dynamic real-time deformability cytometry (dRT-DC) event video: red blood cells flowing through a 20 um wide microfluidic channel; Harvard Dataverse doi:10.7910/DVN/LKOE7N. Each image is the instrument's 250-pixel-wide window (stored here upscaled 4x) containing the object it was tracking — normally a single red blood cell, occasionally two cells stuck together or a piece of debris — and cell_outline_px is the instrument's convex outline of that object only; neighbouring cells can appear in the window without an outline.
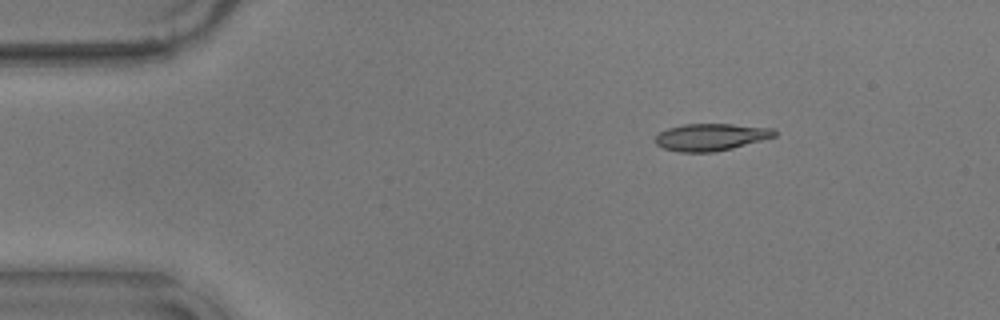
{"species": "common noctule bat (a hibernating species)", "species_latin": "Nyctalus noctula", "temperature_condition": "warm", "stored_images_in_passage": 49, "camera_frame_rate_fps": 3000, "um_per_image_px": 0.085, "animal": {"sex": "male", "body_mass_g": 17.9}, "frame": {"image": 1, "passage_image": 1, "time_ms": 0.0, "image_size_px": [1000, 320], "cell_outline_px": [[776, 136], [732, 148], [716, 152], [680, 152], [664, 148], [656, 144], [656, 136], [660, 132], [668, 128], [684, 124], [732, 124], [772, 128], [776, 132]], "centroid_in_image_um": [60.42, 11.65], "position_along_channel_um": 24.6, "area_um2": 18.67}}
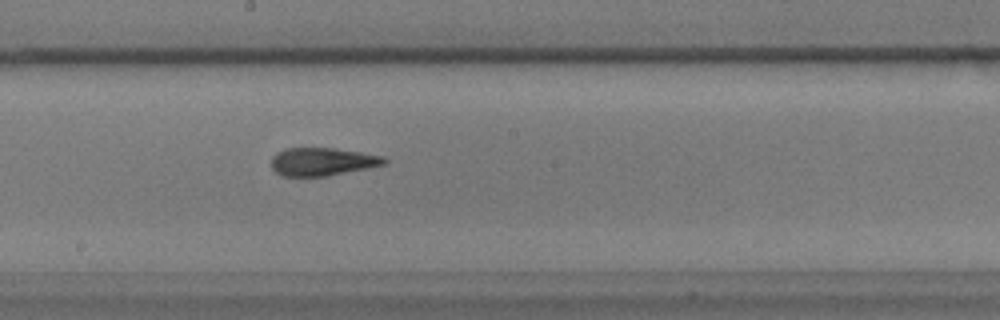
{"frame": {"image": 2, "passage_image": 23, "time_ms": 7.333, "image_size_px": [1000, 320], "cell_outline_px": [[388, 160], [384, 164], [368, 168], [328, 176], [280, 176], [272, 168], [272, 156], [276, 152], [284, 148], [332, 148], [360, 152], [384, 156]], "centroid_in_image_um": [27.38, 13.74], "position_along_channel_um": 220.8, "area_um2": 18.5}}
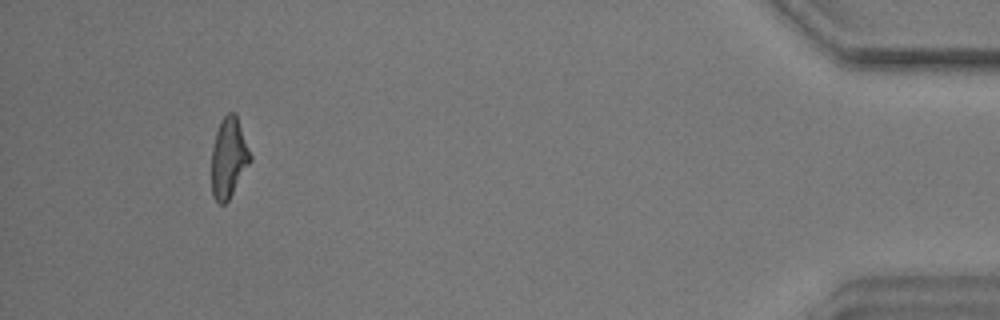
{"frame": {"image": 3, "passage_image": 45, "time_ms": 14.667, "image_size_px": [1000, 320], "cell_outline_px": [[252, 160], [228, 200], [224, 204], [220, 204], [212, 196], [212, 148], [216, 132], [220, 120], [228, 112], [236, 112], [252, 156]], "centroid_in_image_um": [19.45, 13.38], "position_along_channel_um": 415.7, "area_um2": 18.15}, "authors_computed_cell_mechanics": {"area_um2": 18.6694, "velocity_mm_per_s": 3.5867, "shape_relaxation_time_tau1_ms": 10.2041, "shape_relaxation_time_tau2_ms": 2.3511, "deformation_change_tau1": 0.2795, "deformation_change_tau2": 0.0988}}